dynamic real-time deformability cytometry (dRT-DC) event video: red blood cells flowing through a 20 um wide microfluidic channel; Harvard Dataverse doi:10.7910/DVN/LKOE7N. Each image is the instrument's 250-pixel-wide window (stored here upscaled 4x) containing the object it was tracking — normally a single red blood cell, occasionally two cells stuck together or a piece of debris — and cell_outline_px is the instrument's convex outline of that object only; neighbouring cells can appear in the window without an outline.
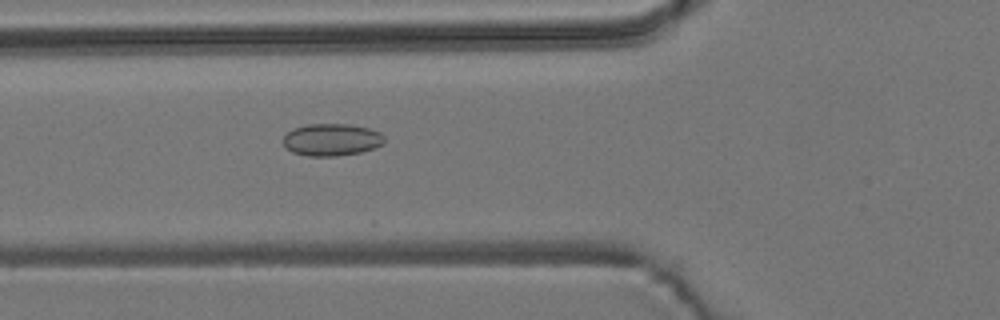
{"species": "common noctule bat (a hibernating species)", "species_latin": "Nyctalus noctula", "temperature_condition": "room temperature", "stored_images_in_passage": 30, "camera_frame_rate_fps": 3000, "um_per_image_px": 0.085, "animal": {"sex": "male", "body_mass_g": 19.2, "forearm_length_mm": 51.8}, "frame": {"image": 1, "passage_image": 17, "time_ms": 5.333, "image_size_px": [1000, 320], "cell_outline_px": [[384, 144], [360, 152], [336, 156], [308, 156], [292, 152], [284, 148], [284, 136], [292, 128], [308, 124], [352, 124], [368, 128], [380, 132], [384, 136]], "centroid_in_image_um": [28.17, 11.87], "position_along_channel_um": 97.6, "area_um2": 19.07}}
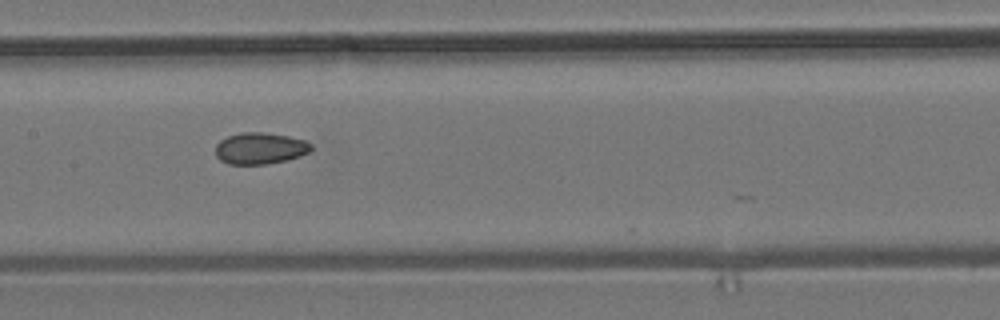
{"frame": {"image": 2, "passage_image": 24, "time_ms": 7.667, "image_size_px": [1000, 320], "cell_outline_px": [[312, 148], [308, 152], [300, 156], [288, 160], [264, 164], [228, 164], [220, 160], [216, 156], [216, 144], [220, 140], [228, 136], [240, 132], [264, 132], [288, 136], [304, 140], [312, 144]], "centroid_in_image_um": [22.09, 12.6], "position_along_channel_um": 185.3, "area_um2": 17.63}}
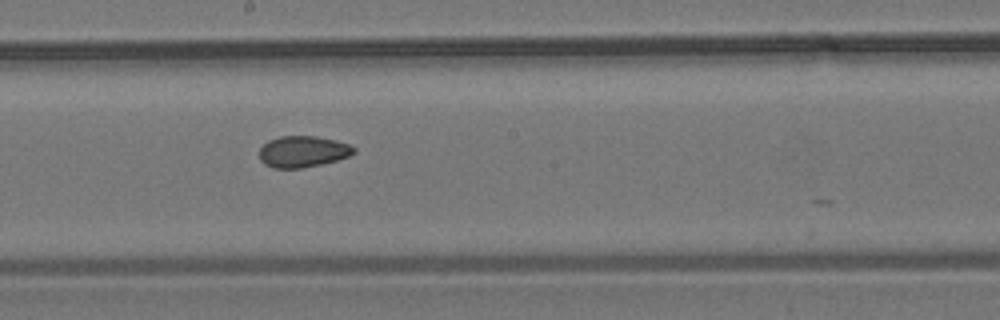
{"frame": {"image": 3, "passage_image": 27, "time_ms": 8.667, "image_size_px": [1000, 320], "cell_outline_px": [[356, 152], [348, 156], [336, 160], [320, 164], [300, 168], [272, 168], [264, 164], [260, 160], [260, 148], [268, 140], [280, 136], [316, 136], [336, 140], [348, 144], [356, 148]], "centroid_in_image_um": [25.73, 12.88], "position_along_channel_um": 222.5, "area_um2": 17.22}}